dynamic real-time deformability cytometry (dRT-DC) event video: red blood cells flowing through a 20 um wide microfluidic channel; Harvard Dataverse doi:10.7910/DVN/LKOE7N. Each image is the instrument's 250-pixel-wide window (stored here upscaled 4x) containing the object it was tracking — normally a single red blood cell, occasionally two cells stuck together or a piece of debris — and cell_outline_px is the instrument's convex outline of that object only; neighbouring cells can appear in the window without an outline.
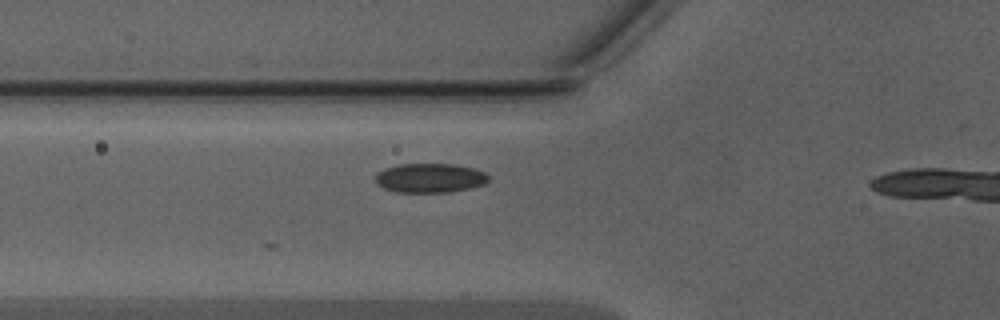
{"species": "Egyptian fruit bat (a non-hibernating species)", "species_latin": "Rousettus aegyptiacus", "temperature_condition": "warm", "stored_images_in_passage": 18, "camera_frame_rate_fps": 3000, "um_per_image_px": 0.085, "animal": {"sex": "male"}, "frame": {"image": 1, "passage_image": 2, "time_ms": 0.333, "image_size_px": [1000, 320], "cell_outline_px": [[488, 180], [484, 184], [472, 188], [448, 192], [396, 192], [384, 188], [376, 184], [376, 172], [384, 168], [400, 164], [456, 164], [476, 168], [484, 172], [488, 176]], "centroid_in_image_um": [36.54, 15.12], "position_along_channel_um": 89.3, "area_um2": 19.48}}